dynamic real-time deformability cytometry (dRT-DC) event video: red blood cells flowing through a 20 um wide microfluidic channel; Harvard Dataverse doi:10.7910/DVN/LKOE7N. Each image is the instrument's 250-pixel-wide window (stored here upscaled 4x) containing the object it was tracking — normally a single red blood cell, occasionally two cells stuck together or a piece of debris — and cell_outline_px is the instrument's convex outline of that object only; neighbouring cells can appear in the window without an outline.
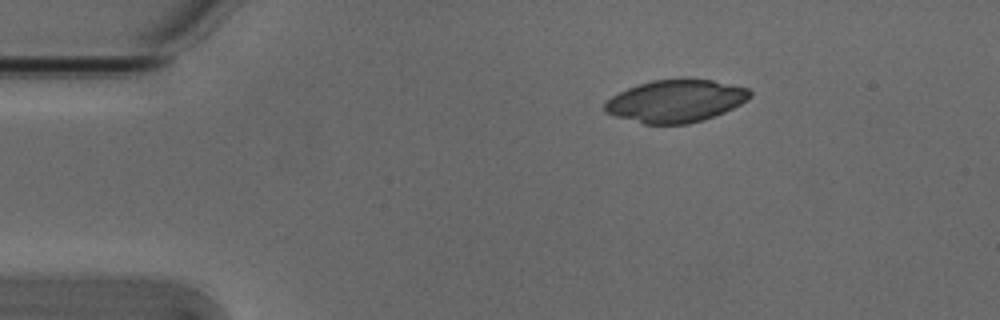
{"species": "Egyptian fruit bat (a non-hibernating species)", "species_latin": "Rousettus aegyptiacus", "temperature_condition": "cold", "stored_images_in_passage": 3, "camera_frame_rate_fps": 3000, "um_per_image_px": 0.085, "animal": {"sex": "male"}, "frame": {"image": 1, "passage_image": 1, "time_ms": 0.0, "image_size_px": [1000, 320], "cell_outline_px": [[752, 96], [748, 100], [724, 112], [704, 120], [688, 124], [644, 124], [616, 116], [604, 112], [604, 104], [612, 96], [628, 88], [652, 80], [712, 80], [748, 88], [752, 92]], "centroid_in_image_um": [57.45, 8.6], "position_along_channel_um": 27.5, "area_um2": 35.55}}